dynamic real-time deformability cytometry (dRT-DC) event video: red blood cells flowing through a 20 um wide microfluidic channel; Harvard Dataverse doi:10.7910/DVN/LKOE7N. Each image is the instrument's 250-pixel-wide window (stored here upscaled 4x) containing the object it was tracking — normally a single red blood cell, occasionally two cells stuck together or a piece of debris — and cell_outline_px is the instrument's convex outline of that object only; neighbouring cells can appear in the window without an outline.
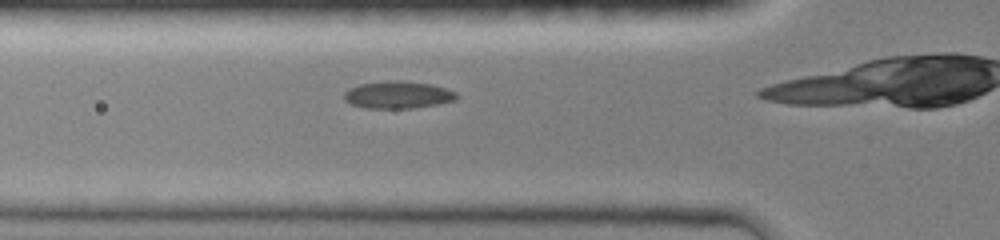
{"species": "common noctule bat (a hibernating species)", "species_latin": "Nyctalus noctula", "temperature_condition": "room temperature", "stored_images_in_passage": 15, "camera_frame_rate_fps": 3000, "um_per_image_px": 0.085, "animal": {"sex": "female", "body_mass_g": 19.0, "forearm_length_mm": 51.5}, "frame": {"image": 1, "passage_image": 9, "time_ms": 2.667, "image_size_px": [1000, 240], "cell_outline_px": [[460, 96], [456, 100], [436, 104], [412, 108], [364, 108], [352, 104], [344, 100], [344, 92], [348, 88], [360, 84], [384, 80], [404, 80], [432, 84], [456, 92]], "centroid_in_image_um": [33.81, 8.04], "position_along_channel_um": 92.0, "area_um2": 18.09}}